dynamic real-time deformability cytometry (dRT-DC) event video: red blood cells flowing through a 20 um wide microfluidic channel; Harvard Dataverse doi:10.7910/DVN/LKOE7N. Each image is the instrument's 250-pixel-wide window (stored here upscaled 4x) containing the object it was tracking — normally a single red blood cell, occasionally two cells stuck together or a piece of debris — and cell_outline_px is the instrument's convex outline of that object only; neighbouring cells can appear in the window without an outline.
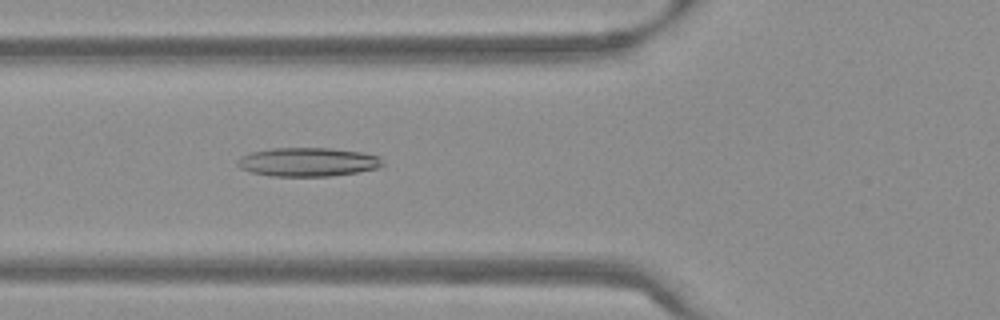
{"species": "Egyptian fruit bat (a non-hibernating species)", "species_latin": "Rousettus aegyptiacus", "temperature_condition": "warm", "stored_images_in_passage": 53, "camera_frame_rate_fps": 3000, "um_per_image_px": 0.085, "frame": {"image": 1, "passage_image": 19, "time_ms": 6.0, "image_size_px": [1000, 320], "cell_outline_px": [[384, 164], [380, 168], [332, 176], [272, 176], [252, 172], [240, 168], [236, 164], [236, 160], [240, 156], [248, 152], [272, 148], [332, 148], [364, 152], [380, 156]], "centroid_in_image_um": [26.17, 13.76], "position_along_channel_um": 99.6, "area_um2": 24.68}}
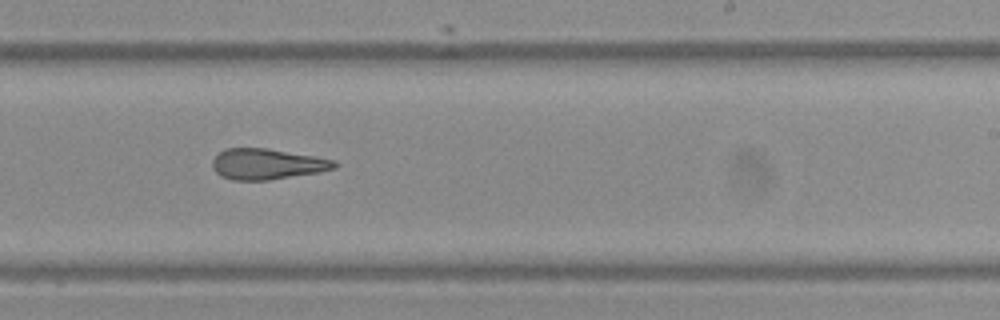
{"frame": {"image": 2, "passage_image": 32, "time_ms": 10.333, "image_size_px": [1000, 320], "cell_outline_px": [[340, 164], [336, 168], [320, 172], [268, 180], [232, 180], [220, 176], [212, 168], [212, 160], [224, 148], [268, 148], [336, 160]], "centroid_in_image_um": [22.72, 13.94], "position_along_channel_um": 266.3, "area_um2": 22.02}}
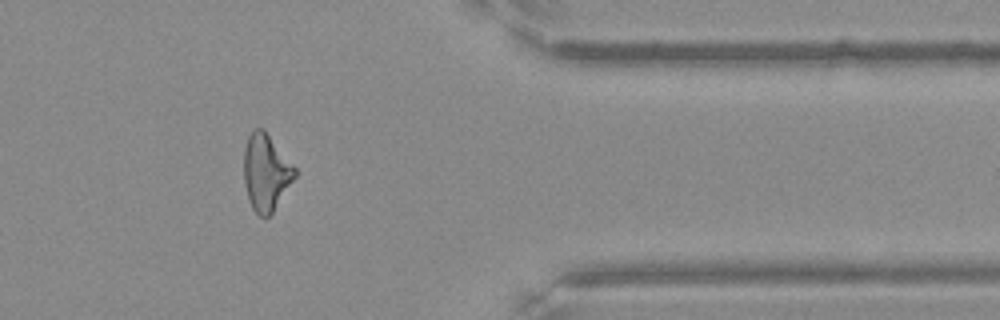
{"frame": {"image": 3, "passage_image": 43, "time_ms": 14.0, "image_size_px": [1000, 320], "cell_outline_px": [[296, 176], [272, 212], [268, 216], [260, 216], [252, 208], [244, 184], [244, 148], [248, 136], [256, 128], [264, 128], [296, 168]], "centroid_in_image_um": [22.6, 14.62], "position_along_channel_um": 388.8, "area_um2": 22.54}}